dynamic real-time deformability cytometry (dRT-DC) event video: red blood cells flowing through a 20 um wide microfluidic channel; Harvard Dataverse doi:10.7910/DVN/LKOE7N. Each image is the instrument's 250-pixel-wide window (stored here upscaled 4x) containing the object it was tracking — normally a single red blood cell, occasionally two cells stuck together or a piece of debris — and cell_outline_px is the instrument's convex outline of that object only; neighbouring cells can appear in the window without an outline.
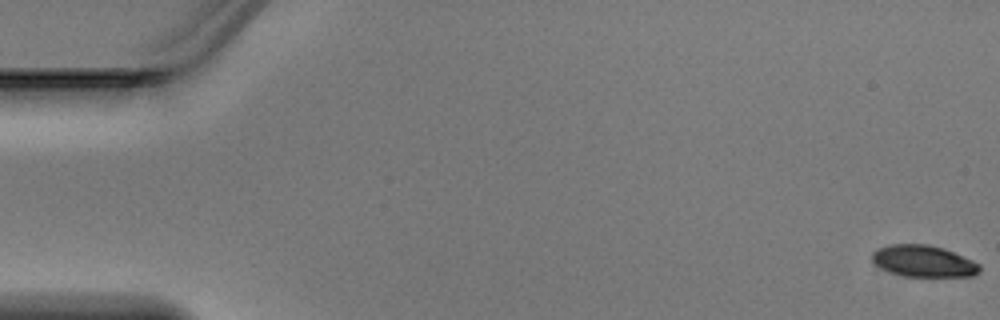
{"species": "Egyptian fruit bat (a non-hibernating species)", "species_latin": "Rousettus aegyptiacus", "temperature_condition": "warm", "stored_images_in_passage": 6, "camera_frame_rate_fps": 3000, "um_per_image_px": 0.085, "animal": {"sex": "male"}, "frame": {"image": 1, "passage_image": 1, "time_ms": 0.0, "image_size_px": [1000, 320], "cell_outline_px": [[980, 272], [972, 276], [904, 276], [892, 272], [876, 264], [872, 260], [872, 252], [876, 248], [888, 244], [928, 244], [944, 248], [972, 260], [980, 264]], "centroid_in_image_um": [78.5, 22.18], "position_along_channel_um": 6.5, "area_um2": 19.71}}
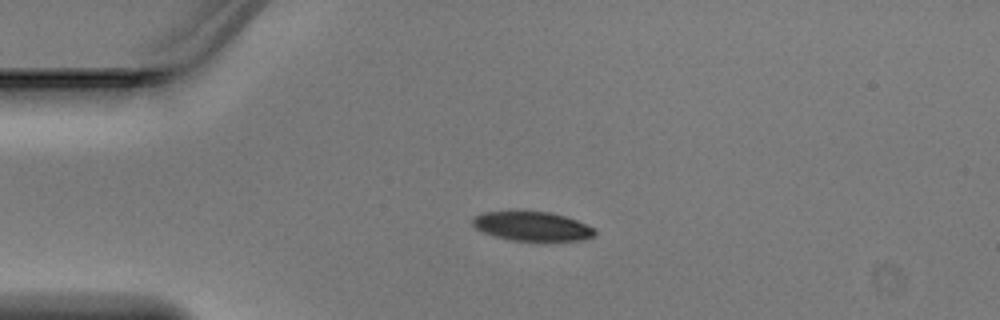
{"frame": {"image": 2, "passage_image": 4, "time_ms": 1.0, "image_size_px": [1000, 320], "cell_outline_px": [[596, 236], [584, 240], [512, 240], [496, 236], [484, 232], [476, 228], [472, 224], [472, 220], [476, 216], [484, 212], [548, 212], [564, 216], [576, 220], [596, 228]], "centroid_in_image_um": [45.29, 19.24], "position_along_channel_um": 39.7, "area_um2": 20.4}}
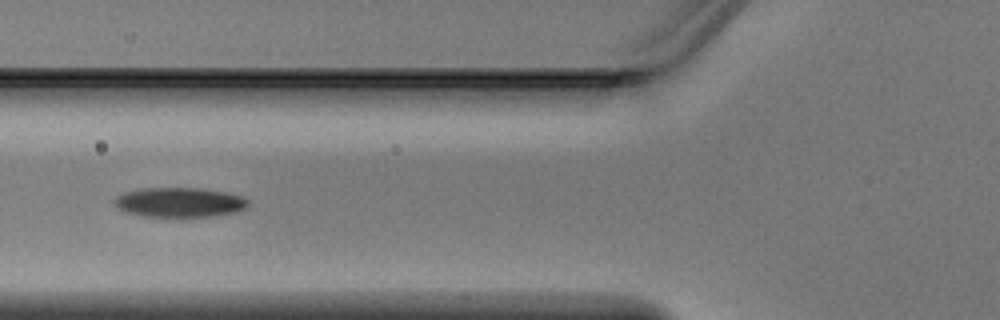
{"frame": {"image": 3, "passage_image": 6, "time_ms": 1.667, "image_size_px": [1000, 320], "cell_outline_px": [[248, 204], [244, 208], [236, 212], [220, 216], [180, 220], [176, 220], [140, 216], [116, 208], [116, 196], [124, 192], [140, 188], [204, 188], [228, 192], [240, 196], [248, 200]], "centroid_in_image_um": [15.27, 17.25], "position_along_channel_um": 110.5, "area_um2": 24.33}}